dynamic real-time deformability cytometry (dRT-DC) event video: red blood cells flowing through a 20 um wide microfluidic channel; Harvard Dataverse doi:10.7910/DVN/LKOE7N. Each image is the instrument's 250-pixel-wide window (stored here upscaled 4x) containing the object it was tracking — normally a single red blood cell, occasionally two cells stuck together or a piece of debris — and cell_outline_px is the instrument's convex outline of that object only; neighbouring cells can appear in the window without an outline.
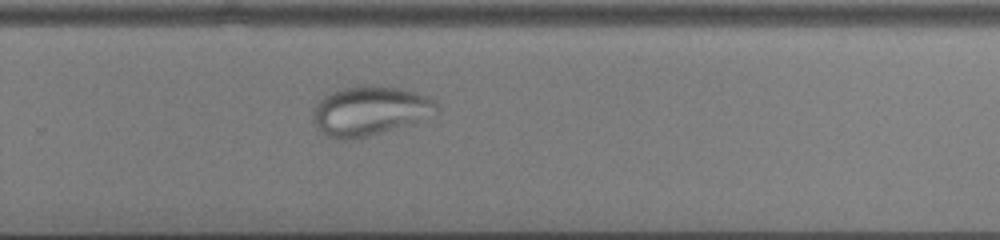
{"species": "common noctule bat (a hibernating species)", "species_latin": "Nyctalus noctula", "temperature_condition": "cold", "stored_images_in_passage": 45, "camera_frame_rate_fps": 3000, "um_per_image_px": 0.085, "animal": {"sex": "male", "body_mass_g": 13.0, "forearm_length_mm": 53.1}, "frame": {"image": 1, "passage_image": 28, "time_ms": 9.0, "image_size_px": [1000, 240], "cell_outline_px": [[436, 112], [416, 120], [368, 136], [352, 140], [336, 140], [328, 136], [316, 128], [312, 120], [312, 108], [324, 96], [332, 92], [344, 88], [364, 84], [368, 84], [400, 88], [416, 92], [428, 96], [436, 100]], "centroid_in_image_um": [31.34, 9.4], "position_along_channel_um": 298.5, "area_um2": 35.26}}
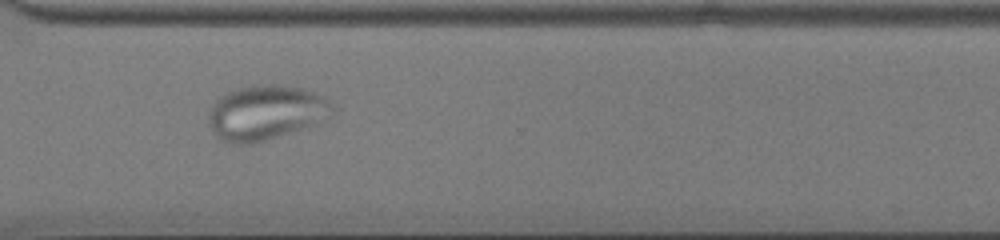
{"frame": {"image": 2, "passage_image": 32, "time_ms": 10.333, "image_size_px": [1000, 240], "cell_outline_px": [[332, 112], [328, 116], [316, 124], [268, 140], [252, 144], [232, 144], [220, 140], [212, 132], [208, 124], [208, 108], [220, 96], [236, 88], [252, 84], [276, 84], [300, 88], [324, 96], [332, 104]], "centroid_in_image_um": [22.53, 9.58], "position_along_channel_um": 348.1, "area_um2": 39.94}}
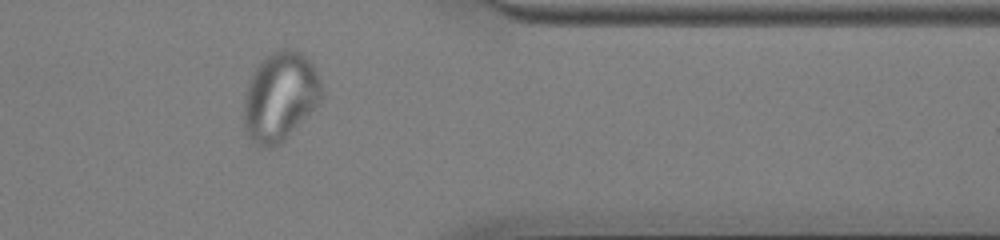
{"frame": {"image": 3, "passage_image": 36, "time_ms": 11.667, "image_size_px": [1000, 240], "cell_outline_px": [[320, 104], [280, 144], [268, 148], [260, 148], [256, 144], [244, 128], [244, 100], [248, 80], [252, 72], [272, 52], [284, 48], [288, 48], [300, 52], [312, 64], [320, 80]], "centroid_in_image_um": [23.8, 8.24], "position_along_channel_um": 387.6, "area_um2": 40.06}}